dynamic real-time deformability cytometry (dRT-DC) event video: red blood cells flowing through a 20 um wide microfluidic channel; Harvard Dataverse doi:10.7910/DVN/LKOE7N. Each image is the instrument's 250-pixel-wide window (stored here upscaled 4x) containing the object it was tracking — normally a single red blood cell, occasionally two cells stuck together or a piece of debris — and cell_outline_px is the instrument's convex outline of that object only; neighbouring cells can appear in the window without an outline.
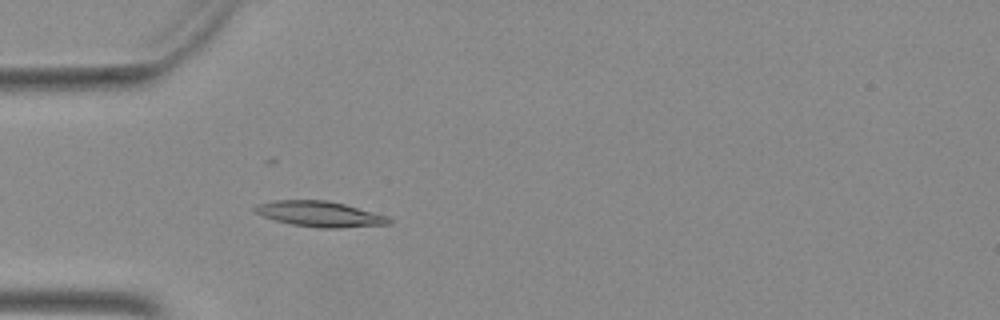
{"species": "Egyptian fruit bat (a non-hibernating species)", "species_latin": "Rousettus aegyptiacus", "temperature_condition": "warm", "stored_images_in_passage": 52, "camera_frame_rate_fps": 3000, "um_per_image_px": 0.085, "animal": {"sex": "female"}, "frame": {"image": 1, "passage_image": 16, "time_ms": 5.0, "image_size_px": [1000, 320], "cell_outline_px": [[392, 220], [388, 224], [340, 228], [320, 228], [292, 224], [276, 220], [264, 216], [256, 212], [252, 208], [260, 204], [276, 200], [324, 200], [344, 204], [372, 212], [384, 216]], "centroid_in_image_um": [27.16, 18.19], "position_along_channel_um": 57.8, "area_um2": 19.42}}
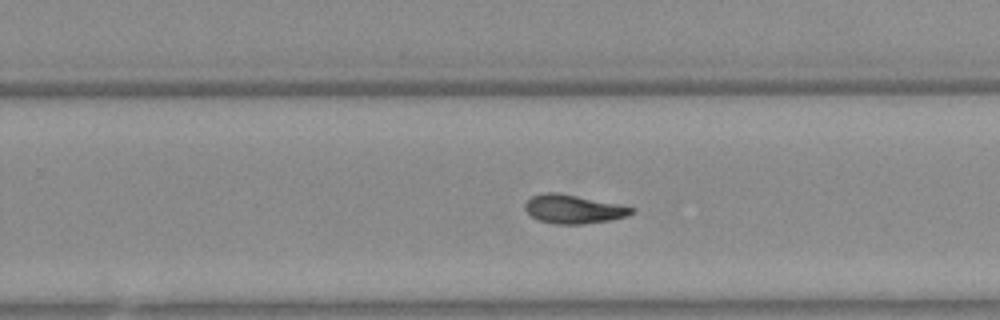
{"frame": {"image": 2, "passage_image": 33, "time_ms": 10.667, "image_size_px": [1000, 320], "cell_outline_px": [[632, 212], [624, 216], [608, 220], [584, 224], [556, 224], [540, 220], [532, 216], [524, 208], [524, 204], [532, 196], [544, 192], [556, 192], [616, 204], [632, 208]], "centroid_in_image_um": [48.65, 17.77], "position_along_channel_um": 281.2, "area_um2": 17.22}}
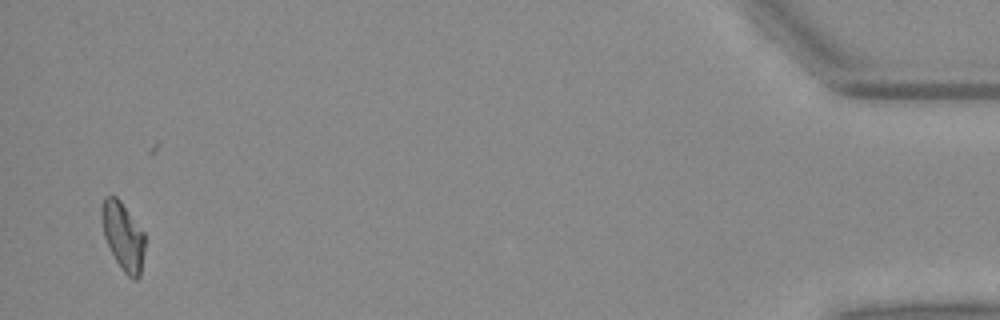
{"frame": {"image": 3, "passage_image": 50, "time_ms": 16.333, "image_size_px": [1000, 320], "cell_outline_px": [[144, 252], [140, 276], [136, 280], [132, 280], [120, 268], [104, 236], [100, 216], [100, 212], [104, 196], [116, 196], [120, 200], [144, 232]], "centroid_in_image_um": [10.45, 20.07], "position_along_channel_um": 424.7, "area_um2": 17.11}}